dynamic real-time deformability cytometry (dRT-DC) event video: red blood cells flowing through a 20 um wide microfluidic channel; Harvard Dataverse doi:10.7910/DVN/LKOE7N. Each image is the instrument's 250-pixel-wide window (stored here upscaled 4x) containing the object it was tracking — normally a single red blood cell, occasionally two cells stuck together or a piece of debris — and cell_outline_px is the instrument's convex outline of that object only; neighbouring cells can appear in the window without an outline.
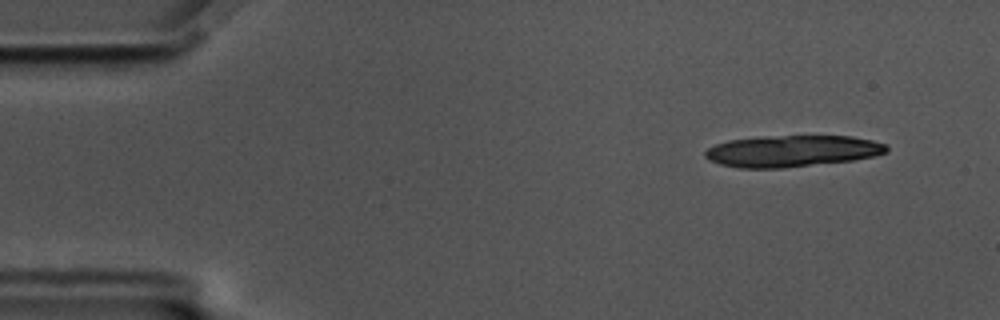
{"species": "common noctule bat (a hibernating species)", "species_latin": "Nyctalus noctula", "temperature_condition": "cold", "stored_images_in_passage": 19, "camera_frame_rate_fps": 3000, "um_per_image_px": 0.085, "animal": {"sex": "male", "body_mass_g": 17.5, "forearm_length_mm": 52.3}, "frame": {"image": 1, "passage_image": 5, "time_ms": 1.333, "image_size_px": [1000, 320], "cell_outline_px": [[888, 152], [872, 156], [852, 160], [784, 168], [740, 168], [720, 164], [708, 160], [704, 156], [704, 152], [708, 148], [716, 144], [728, 140], [768, 136], [852, 136], [872, 140], [888, 144]], "centroid_in_image_um": [67.32, 12.84], "position_along_channel_um": 17.7, "area_um2": 33.35}}